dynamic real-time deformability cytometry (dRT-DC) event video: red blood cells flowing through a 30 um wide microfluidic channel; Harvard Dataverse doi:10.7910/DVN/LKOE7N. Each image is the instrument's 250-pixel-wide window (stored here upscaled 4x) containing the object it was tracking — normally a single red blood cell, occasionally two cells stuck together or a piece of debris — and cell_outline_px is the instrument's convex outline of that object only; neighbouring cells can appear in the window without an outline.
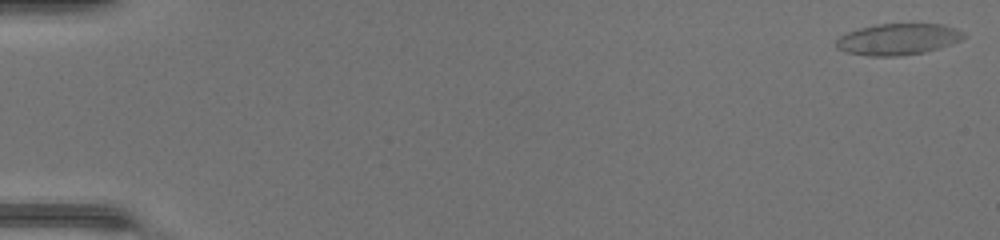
{"species": "common noctule bat (a hibernating species)", "species_latin": "Nyctalus noctula", "temperature_condition": "warm", "stored_images_in_passage": 50, "camera_frame_rate_fps": 3000, "um_per_image_px": 0.085, "animal": {"sex": "female", "body_mass_g": 17.0, "forearm_length_mm": 48.0}, "frame": {"image": 1, "passage_image": 1, "time_ms": 0.0, "image_size_px": [1000, 240], "cell_outline_px": [[964, 36], [960, 40], [924, 52], [896, 56], [868, 56], [844, 52], [836, 48], [836, 40], [840, 36], [848, 32], [860, 28], [880, 24], [940, 24], [952, 28], [960, 32]], "centroid_in_image_um": [76.23, 3.34], "position_along_channel_um": 8.8, "area_um2": 22.77}}
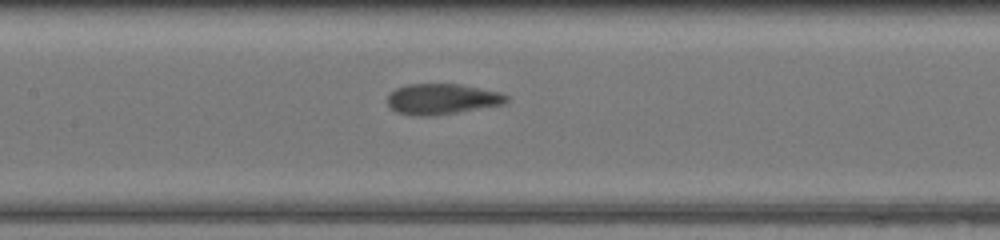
{"frame": {"image": 2, "passage_image": 25, "time_ms": 8.0, "image_size_px": [1000, 240], "cell_outline_px": [[508, 100], [504, 104], [432, 116], [416, 116], [396, 112], [388, 108], [388, 92], [396, 88], [408, 84], [460, 84], [500, 92], [508, 96]], "centroid_in_image_um": [37.52, 8.42], "position_along_channel_um": 169.9, "area_um2": 21.33}}
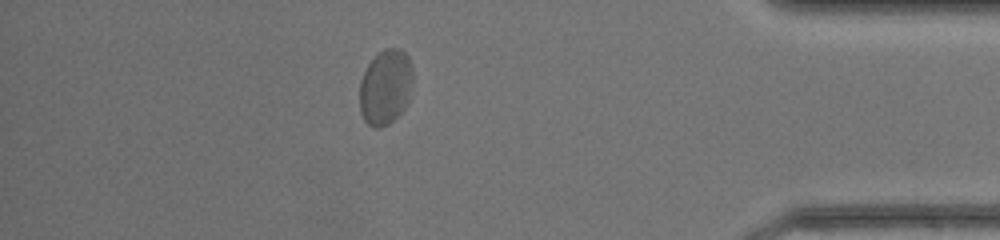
{"frame": {"image": 3, "passage_image": 44, "time_ms": 14.333, "image_size_px": [1000, 240], "cell_outline_px": [[412, 80], [408, 100], [404, 108], [388, 124], [380, 128], [372, 128], [364, 120], [360, 112], [360, 80], [368, 64], [384, 48], [400, 48], [408, 56], [412, 64]], "centroid_in_image_um": [32.76, 7.4], "position_along_channel_um": 402.4, "area_um2": 23.29}, "authors_computed_cell_mechanics": {"area_um2": 21.5305, "velocity_mm_per_s": 4.2379, "shape_relaxation_time_tau1_ms": 4.3407, "shape_relaxation_time_tau2_ms": null, "deformation_change_tau1": 0.114, "deformation_change_tau2": null}}